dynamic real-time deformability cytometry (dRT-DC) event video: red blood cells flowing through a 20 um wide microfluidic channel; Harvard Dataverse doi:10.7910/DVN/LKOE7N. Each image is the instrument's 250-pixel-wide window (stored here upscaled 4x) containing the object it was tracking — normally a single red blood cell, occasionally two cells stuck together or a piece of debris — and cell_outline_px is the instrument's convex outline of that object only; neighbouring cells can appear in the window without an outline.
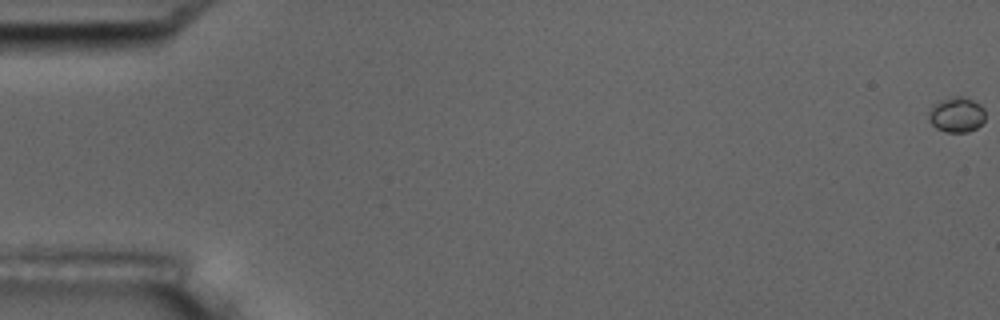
{"species": "common noctule bat (a hibernating species)", "species_latin": "Nyctalus noctula", "temperature_condition": "room temperature", "stored_images_in_passage": 7, "camera_frame_rate_fps": 3000, "um_per_image_px": 0.085, "animal": {"sex": "male", "body_mass_g": 17.5, "forearm_length_mm": 52.3}, "frame": {"image": 1, "passage_image": 1, "time_ms": 0.0, "image_size_px": [1000, 320], "cell_outline_px": [[984, 120], [976, 128], [968, 132], [944, 132], [936, 128], [928, 120], [928, 112], [932, 104], [940, 100], [956, 96], [960, 96], [972, 100], [980, 104], [984, 108]], "centroid_in_image_um": [81.27, 9.75], "position_along_channel_um": 3.7, "area_um2": 11.68}}